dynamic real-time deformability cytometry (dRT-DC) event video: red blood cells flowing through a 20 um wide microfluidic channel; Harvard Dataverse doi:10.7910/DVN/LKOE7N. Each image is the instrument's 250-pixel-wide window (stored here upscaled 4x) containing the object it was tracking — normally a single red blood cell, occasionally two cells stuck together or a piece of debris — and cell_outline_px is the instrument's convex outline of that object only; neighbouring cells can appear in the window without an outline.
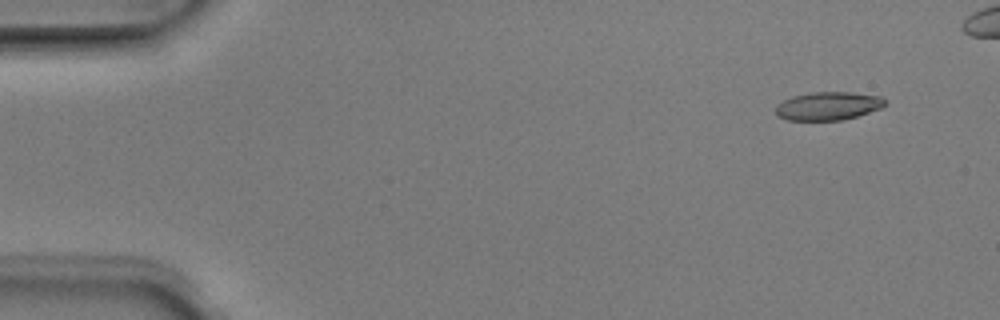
{"species": "Egyptian fruit bat (a non-hibernating species)", "species_latin": "Rousettus aegyptiacus", "temperature_condition": "room temperature", "stored_images_in_passage": 4, "camera_frame_rate_fps": 3000, "um_per_image_px": 0.085, "animal": {"sex": "male"}, "frame": {"image": 1, "passage_image": 1, "time_ms": 0.0, "image_size_px": [1000, 320], "cell_outline_px": [[888, 104], [880, 108], [844, 120], [788, 120], [776, 116], [776, 104], [792, 96], [812, 92], [852, 92], [884, 96], [888, 100]], "centroid_in_image_um": [70.43, 9.0], "position_along_channel_um": 14.6, "area_um2": 18.26}}